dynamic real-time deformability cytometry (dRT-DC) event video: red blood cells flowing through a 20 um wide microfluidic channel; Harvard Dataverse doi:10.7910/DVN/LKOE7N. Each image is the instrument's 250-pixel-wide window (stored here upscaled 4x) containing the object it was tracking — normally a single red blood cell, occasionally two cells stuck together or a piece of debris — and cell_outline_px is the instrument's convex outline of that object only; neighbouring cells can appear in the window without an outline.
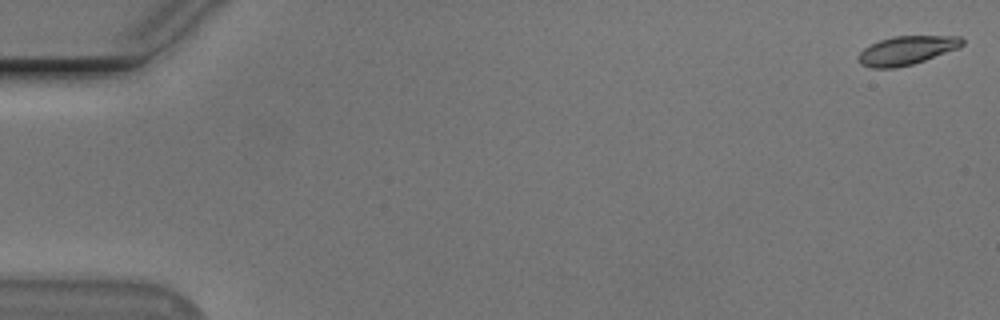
{"species": "Egyptian fruit bat (a non-hibernating species)", "species_latin": "Rousettus aegyptiacus", "temperature_condition": "cold", "stored_images_in_passage": 55, "camera_frame_rate_fps": 3000, "um_per_image_px": 0.085, "animal": {"sex": "male"}, "frame": {"image": 1, "passage_image": 1, "time_ms": 0.0, "image_size_px": [1000, 320], "cell_outline_px": [[964, 44], [956, 48], [924, 60], [912, 64], [896, 68], [872, 68], [860, 64], [856, 60], [856, 56], [864, 48], [880, 40], [896, 36], [960, 36], [964, 40]], "centroid_in_image_um": [77.01, 4.29], "position_along_channel_um": 8.0, "area_um2": 17.22}}
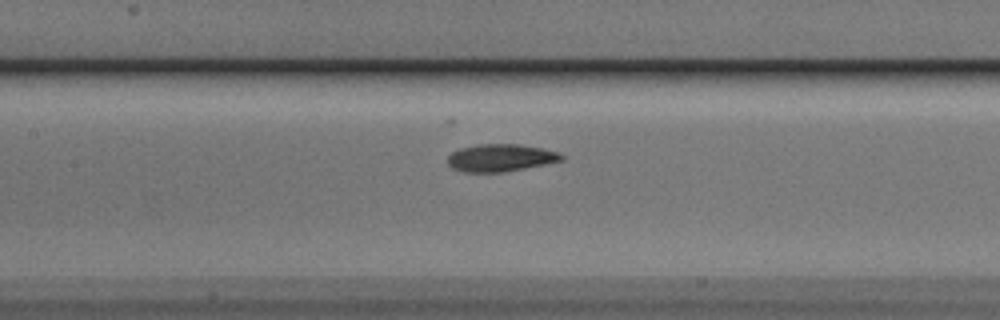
{"frame": {"image": 2, "passage_image": 26, "time_ms": 8.333, "image_size_px": [1000, 320], "cell_outline_px": [[564, 160], [504, 172], [464, 172], [452, 168], [448, 164], [448, 156], [452, 152], [460, 148], [476, 144], [516, 144], [540, 148], [560, 152], [564, 156]], "centroid_in_image_um": [42.53, 13.41], "position_along_channel_um": 164.9, "area_um2": 18.15}}
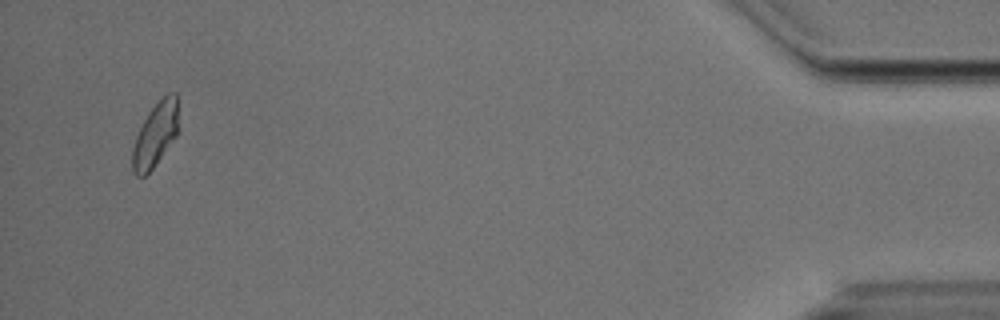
{"frame": {"image": 3, "passage_image": 53, "time_ms": 17.333, "image_size_px": [1000, 320], "cell_outline_px": [[176, 136], [152, 168], [144, 176], [136, 176], [132, 172], [132, 148], [136, 136], [144, 120], [152, 108], [168, 92], [176, 92]], "centroid_in_image_um": [13.16, 11.48], "position_along_channel_um": 422.0, "area_um2": 16.53}, "authors_computed_cell_mechanics": {"area_um2": 18.0336, "velocity_mm_per_s": 3.7464, "shape_relaxation_time_tau1_ms": 3.947, "shape_relaxation_time_tau2_ms": 3.8463, "deformation_change_tau1": 0.1443, "deformation_change_tau2": 0.0845}}